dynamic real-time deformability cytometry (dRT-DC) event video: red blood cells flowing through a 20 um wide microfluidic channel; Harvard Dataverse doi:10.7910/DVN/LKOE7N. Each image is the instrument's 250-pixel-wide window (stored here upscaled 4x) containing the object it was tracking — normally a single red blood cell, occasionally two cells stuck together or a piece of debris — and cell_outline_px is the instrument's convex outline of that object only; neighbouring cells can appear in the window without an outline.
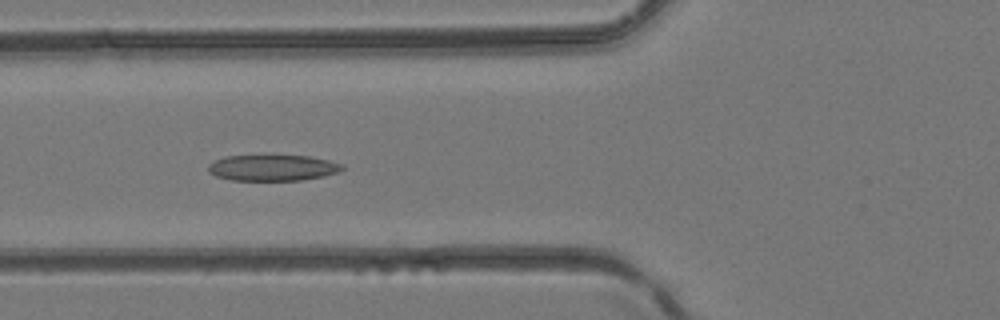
{"species": "common noctule bat (a hibernating species)", "species_latin": "Nyctalus noctula", "temperature_condition": "room temperature", "stored_images_in_passage": 41, "camera_frame_rate_fps": 3000, "um_per_image_px": 0.085, "animal": {"sex": "female", "body_mass_g": 24.6, "forearm_length_mm": 56.2}, "frame": {"image": 1, "passage_image": 16, "time_ms": 5.0, "image_size_px": [1000, 320], "cell_outline_px": [[344, 168], [340, 172], [324, 176], [300, 180], [232, 180], [216, 176], [208, 172], [208, 164], [224, 156], [272, 152], [308, 156], [328, 160], [344, 164]], "centroid_in_image_um": [23.17, 14.2], "position_along_channel_um": 102.6, "area_um2": 21.44}}
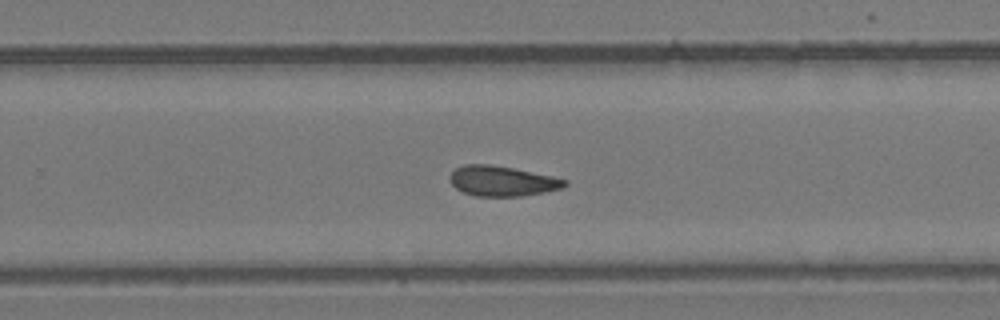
{"frame": {"image": 2, "passage_image": 27, "time_ms": 8.667, "image_size_px": [1000, 320], "cell_outline_px": [[568, 184], [564, 188], [524, 196], [476, 196], [464, 192], [456, 188], [452, 184], [448, 176], [456, 168], [464, 164], [492, 164], [552, 176], [568, 180]], "centroid_in_image_um": [42.7, 15.39], "position_along_channel_um": 287.1, "area_um2": 20.23}}
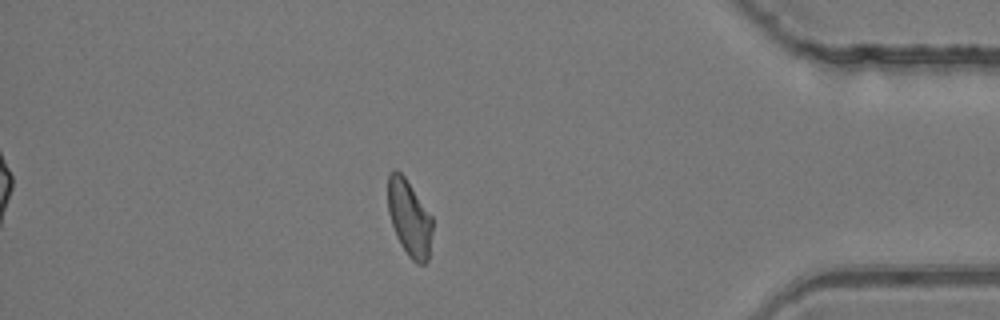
{"frame": {"image": 3, "passage_image": 36, "time_ms": 11.667, "image_size_px": [1000, 320], "cell_outline_px": [[432, 232], [428, 260], [424, 264], [416, 264], [408, 256], [400, 244], [396, 236], [388, 212], [388, 176], [392, 168], [396, 168], [404, 176], [432, 216]], "centroid_in_image_um": [34.78, 18.54], "position_along_channel_um": 400.4, "area_um2": 19.88}}